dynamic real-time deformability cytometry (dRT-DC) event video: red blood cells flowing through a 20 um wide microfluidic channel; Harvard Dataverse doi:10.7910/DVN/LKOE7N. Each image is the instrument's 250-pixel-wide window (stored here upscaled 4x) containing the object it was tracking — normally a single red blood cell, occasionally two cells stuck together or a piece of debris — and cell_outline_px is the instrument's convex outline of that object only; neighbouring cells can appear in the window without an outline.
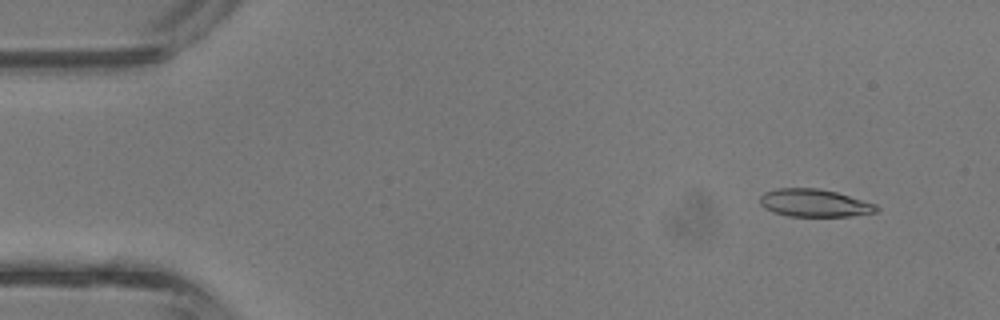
{"species": "common noctule bat (a hibernating species)", "species_latin": "Nyctalus noctula", "temperature_condition": "room temperature", "stored_images_in_passage": 4, "camera_frame_rate_fps": 3000, "um_per_image_px": 0.085, "animal": {"sex": "male", "body_mass_g": 13.3}, "frame": {"image": 1, "passage_image": 2, "time_ms": 0.333, "image_size_px": [1000, 320], "cell_outline_px": [[880, 208], [876, 212], [852, 216], [788, 216], [772, 212], [764, 208], [760, 204], [760, 196], [764, 192], [776, 188], [816, 188], [836, 192], [876, 204]], "centroid_in_image_um": [69.2, 17.26], "position_along_channel_um": 15.8, "area_um2": 18.84}}